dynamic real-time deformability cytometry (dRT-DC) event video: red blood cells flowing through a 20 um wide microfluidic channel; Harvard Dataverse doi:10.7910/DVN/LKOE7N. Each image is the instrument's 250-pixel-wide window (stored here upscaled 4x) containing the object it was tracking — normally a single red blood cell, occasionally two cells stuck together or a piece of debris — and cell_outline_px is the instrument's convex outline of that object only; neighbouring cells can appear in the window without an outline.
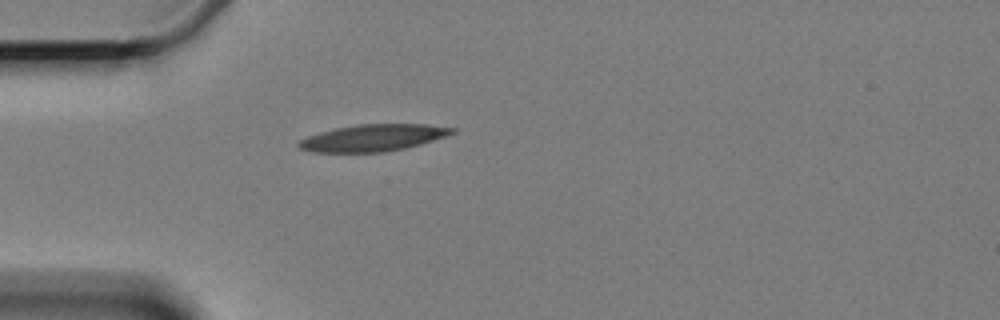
{"species": "Egyptian fruit bat (a non-hibernating species)", "species_latin": "Rousettus aegyptiacus", "temperature_condition": "cold", "stored_images_in_passage": 1, "camera_frame_rate_fps": 3000, "um_per_image_px": 0.085, "animal": {"sex": "female"}, "frame": {"image": 1, "passage_image": 1, "time_ms": 0.0, "image_size_px": [1000, 320], "cell_outline_px": [[456, 132], [420, 144], [404, 148], [384, 152], [312, 152], [300, 148], [296, 144], [300, 140], [308, 136], [320, 132], [336, 128], [356, 124], [424, 124], [456, 128]], "centroid_in_image_um": [31.69, 11.71], "position_along_channel_um": 53.3, "area_um2": 23.76}}